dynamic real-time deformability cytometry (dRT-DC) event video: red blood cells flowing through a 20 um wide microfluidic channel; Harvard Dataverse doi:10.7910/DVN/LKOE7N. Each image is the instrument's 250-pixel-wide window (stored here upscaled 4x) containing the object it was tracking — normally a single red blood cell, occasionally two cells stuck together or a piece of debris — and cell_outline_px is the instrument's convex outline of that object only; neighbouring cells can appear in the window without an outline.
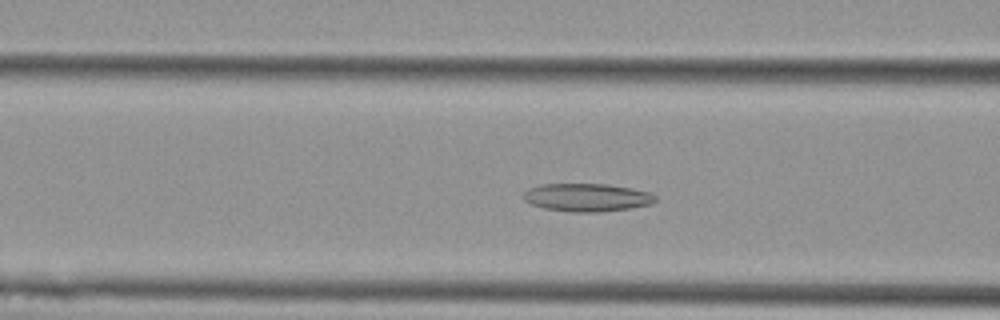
{"species": "Egyptian fruit bat (a non-hibernating species)", "species_latin": "Rousettus aegyptiacus", "temperature_condition": "cold", "stored_images_in_passage": 53, "camera_frame_rate_fps": 3000, "um_per_image_px": 0.085, "animal": {"sex": "female"}, "frame": {"image": 1, "passage_image": 20, "time_ms": 6.333, "image_size_px": [1000, 320], "cell_outline_px": [[656, 200], [652, 204], [632, 208], [600, 212], [572, 212], [544, 208], [532, 204], [524, 200], [520, 196], [528, 188], [540, 184], [608, 184], [632, 188], [648, 192], [656, 196]], "centroid_in_image_um": [49.87, 16.78], "position_along_channel_um": 116.7, "area_um2": 21.73}}
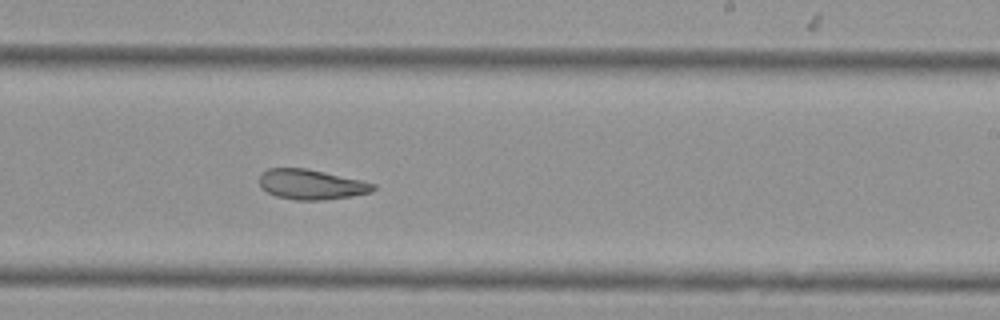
{"frame": {"image": 2, "passage_image": 32, "time_ms": 10.333, "image_size_px": [1000, 320], "cell_outline_px": [[376, 188], [372, 192], [352, 196], [324, 200], [296, 200], [276, 196], [268, 192], [260, 184], [260, 176], [268, 168], [304, 168], [324, 172], [360, 180], [376, 184]], "centroid_in_image_um": [26.49, 15.68], "position_along_channel_um": 262.5, "area_um2": 19.71}}
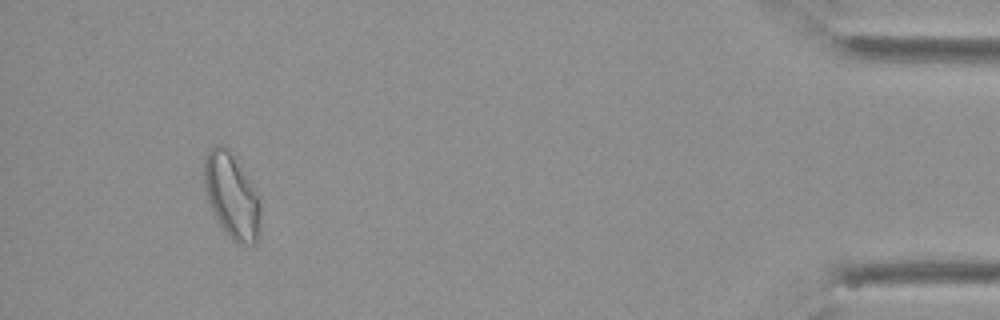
{"frame": {"image": 3, "passage_image": 50, "time_ms": 16.333, "image_size_px": [1000, 320], "cell_outline_px": [[260, 224], [256, 244], [236, 244], [224, 232], [208, 200], [204, 188], [204, 156], [208, 148], [212, 144], [220, 144], [228, 148], [240, 164], [256, 192], [260, 200]], "centroid_in_image_um": [19.68, 16.62], "position_along_channel_um": 415.5, "area_um2": 28.09}, "authors_computed_cell_mechanics": {"area_um2": 23.8136, "velocity_mm_per_s": 3.6665, "shape_relaxation_time_tau1_ms": null, "shape_relaxation_time_tau2_ms": 2.4944, "deformation_change_tau1": null, "deformation_change_tau2": 0.094}}